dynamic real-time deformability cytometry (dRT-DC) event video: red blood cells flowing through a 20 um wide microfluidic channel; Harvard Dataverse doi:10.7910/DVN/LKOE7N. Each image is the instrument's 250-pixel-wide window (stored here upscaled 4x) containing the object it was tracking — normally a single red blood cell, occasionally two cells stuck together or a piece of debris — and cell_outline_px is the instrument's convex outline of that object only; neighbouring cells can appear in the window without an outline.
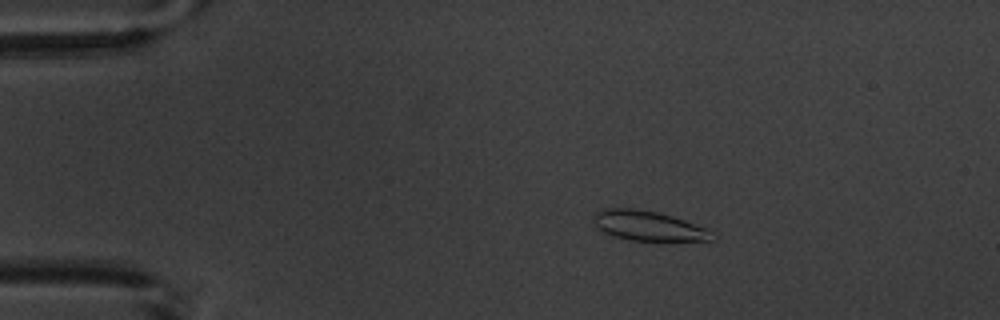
{"species": "common noctule bat (a hibernating species)", "species_latin": "Nyctalus noctula", "temperature_condition": "warm", "stored_images_in_passage": 11, "camera_frame_rate_fps": 3000, "um_per_image_px": 0.085, "animal": {"sex": "male", "body_mass_g": 20.1, "forearm_length_mm": 53.5}, "frame": {"image": 1, "passage_image": 4, "time_ms": 3.333, "image_size_px": [1000, 320], "cell_outline_px": [[720, 236], [716, 240], [628, 240], [604, 232], [596, 228], [592, 216], [596, 212], [604, 208], [632, 208], [656, 212], [672, 216], [708, 228]], "centroid_in_image_um": [55.15, 19.19], "position_along_channel_um": 29.9, "area_um2": 20.69}}
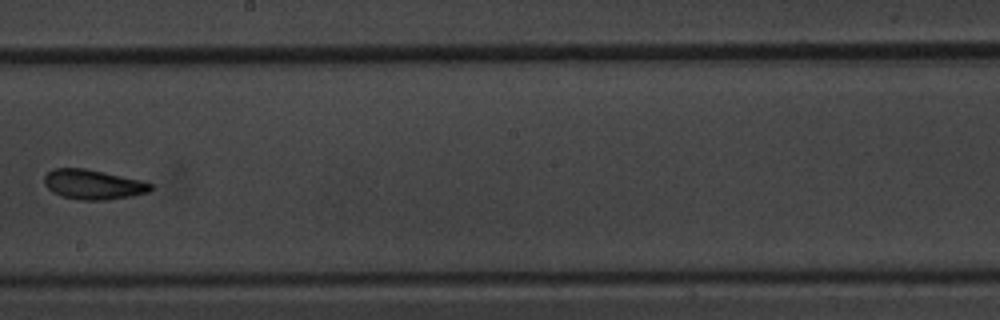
{"frame": {"image": 2, "passage_image": 10, "time_ms": 10.667, "image_size_px": [1000, 320], "cell_outline_px": [[152, 188], [148, 192], [132, 196], [108, 200], [80, 200], [60, 196], [52, 192], [44, 184], [44, 176], [52, 168], [84, 168], [104, 172], [140, 180], [152, 184]], "centroid_in_image_um": [7.88, 15.68], "position_along_channel_um": 240.3, "area_um2": 18.5}}
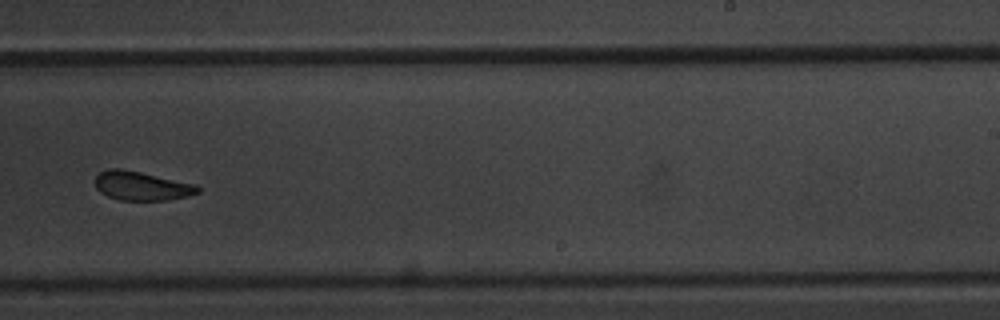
{"frame": {"image": 3, "passage_image": 11, "time_ms": 11.667, "image_size_px": [1000, 320], "cell_outline_px": [[200, 192], [188, 196], [164, 200], [120, 200], [108, 196], [100, 192], [96, 188], [96, 176], [100, 172], [108, 168], [120, 168], [140, 172], [196, 184], [200, 188]], "centroid_in_image_um": [12.03, 15.8], "position_along_channel_um": 277.0, "area_um2": 17.22}}